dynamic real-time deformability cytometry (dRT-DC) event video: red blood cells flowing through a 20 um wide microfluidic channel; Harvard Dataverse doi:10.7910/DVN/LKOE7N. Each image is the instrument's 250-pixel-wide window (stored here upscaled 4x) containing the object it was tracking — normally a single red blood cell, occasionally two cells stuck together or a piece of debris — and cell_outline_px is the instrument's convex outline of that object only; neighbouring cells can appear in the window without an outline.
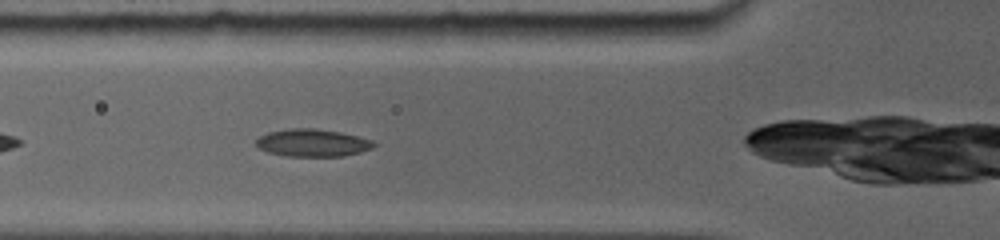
{"species": "common noctule bat (a hibernating species)", "species_latin": "Nyctalus noctula", "temperature_condition": "room temperature", "stored_images_in_passage": 8, "camera_frame_rate_fps": 5000, "um_per_image_px": 0.085, "animal": {"sex": "female", "body_mass_g": 19.0, "forearm_length_mm": 56.7}, "frame": {"image": 1, "passage_image": 4, "time_ms": 2.4, "image_size_px": [1000, 240], "cell_outline_px": [[376, 144], [372, 148], [360, 152], [344, 156], [288, 156], [268, 152], [260, 148], [256, 144], [256, 140], [260, 136], [268, 132], [288, 128], [316, 128], [340, 132], [372, 140]], "centroid_in_image_um": [26.56, 12.13], "position_along_channel_um": 99.2, "area_um2": 18.79}}
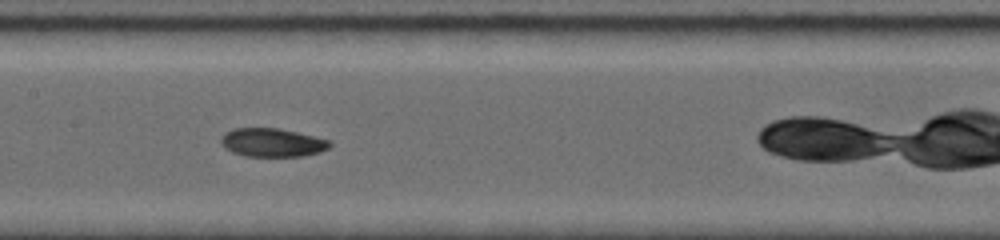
{"frame": {"image": 2, "passage_image": 7, "time_ms": 4.6, "image_size_px": [1000, 240], "cell_outline_px": [[332, 144], [328, 148], [320, 152], [304, 156], [244, 156], [232, 152], [224, 148], [220, 144], [220, 140], [224, 132], [232, 128], [280, 128], [332, 140]], "centroid_in_image_um": [23.13, 12.11], "position_along_channel_um": 184.3, "area_um2": 18.38}}
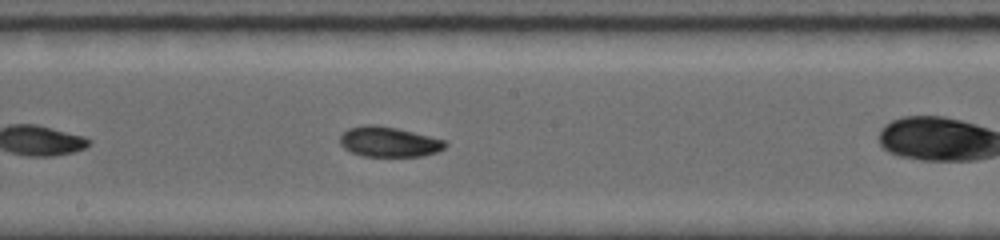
{"frame": {"image": 3, "passage_image": 8, "time_ms": 5.4, "image_size_px": [1000, 240], "cell_outline_px": [[448, 144], [444, 148], [436, 152], [420, 156], [364, 156], [352, 152], [344, 148], [340, 144], [340, 136], [348, 128], [364, 124], [376, 124], [396, 128], [444, 140]], "centroid_in_image_um": [33.02, 12.05], "position_along_channel_um": 215.2, "area_um2": 18.32}}